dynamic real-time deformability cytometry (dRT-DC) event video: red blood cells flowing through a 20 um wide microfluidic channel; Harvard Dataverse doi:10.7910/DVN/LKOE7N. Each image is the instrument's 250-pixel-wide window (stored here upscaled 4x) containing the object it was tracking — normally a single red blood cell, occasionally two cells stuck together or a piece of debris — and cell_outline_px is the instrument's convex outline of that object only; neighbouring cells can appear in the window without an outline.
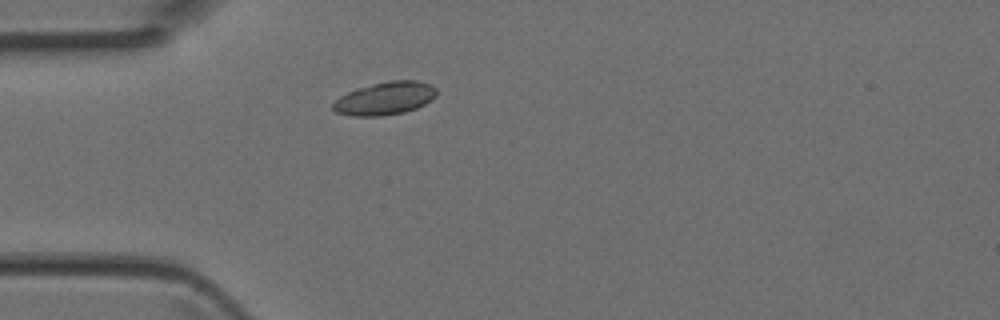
{"species": "Egyptian fruit bat (a non-hibernating species)", "species_latin": "Rousettus aegyptiacus", "temperature_condition": "room temperature", "stored_images_in_passage": 2, "camera_frame_rate_fps": 3000, "um_per_image_px": 0.085, "animal": {"sex": "female"}, "frame": {"image": 1, "passage_image": 2, "time_ms": 0.333, "image_size_px": [1000, 320], "cell_outline_px": [[436, 96], [432, 100], [416, 108], [404, 112], [380, 116], [352, 116], [336, 112], [332, 108], [332, 104], [340, 96], [356, 88], [388, 80], [416, 80], [432, 84], [436, 88]], "centroid_in_image_um": [32.73, 8.35], "position_along_channel_um": 52.3, "area_um2": 20.0}}